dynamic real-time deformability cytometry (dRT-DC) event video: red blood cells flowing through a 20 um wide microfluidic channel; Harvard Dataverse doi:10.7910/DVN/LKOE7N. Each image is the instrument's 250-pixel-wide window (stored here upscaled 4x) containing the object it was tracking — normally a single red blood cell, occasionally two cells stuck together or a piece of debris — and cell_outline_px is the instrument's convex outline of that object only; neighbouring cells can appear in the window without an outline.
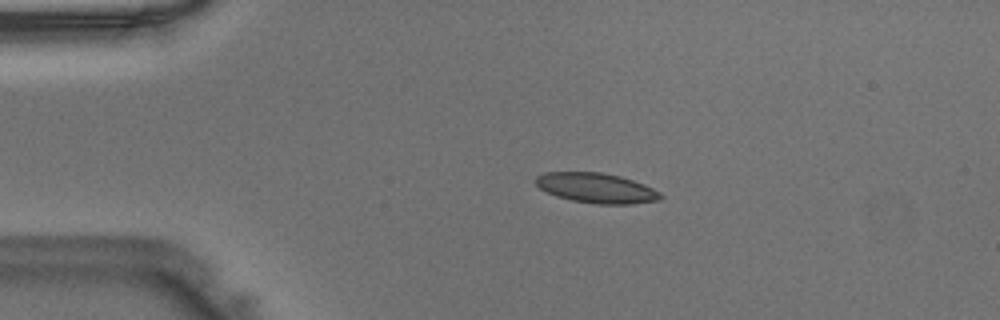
{"species": "Egyptian fruit bat (a non-hibernating species)", "species_latin": "Rousettus aegyptiacus", "temperature_condition": "warm", "stored_images_in_passage": 38, "camera_frame_rate_fps": 3000, "um_per_image_px": 0.085, "animal": {"sex": "male"}, "frame": {"image": 1, "passage_image": 1, "time_ms": 0.0, "image_size_px": [1000, 320], "cell_outline_px": [[664, 196], [660, 200], [632, 204], [596, 204], [572, 200], [556, 196], [540, 188], [536, 184], [536, 176], [544, 172], [600, 172], [620, 176], [644, 184], [660, 192]], "centroid_in_image_um": [50.71, 15.98], "position_along_channel_um": 34.3, "area_um2": 21.79}}
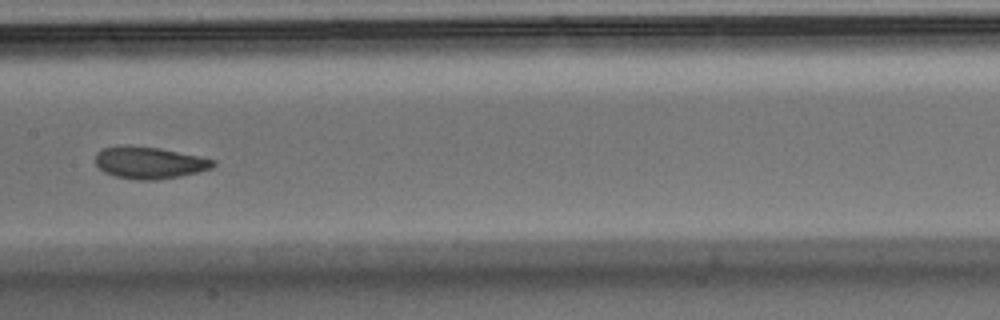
{"frame": {"image": 2, "passage_image": 15, "time_ms": 4.667, "image_size_px": [1000, 320], "cell_outline_px": [[216, 164], [212, 168], [180, 176], [160, 180], [136, 180], [116, 176], [104, 172], [96, 164], [96, 152], [104, 148], [124, 144], [160, 148], [200, 156], [216, 160]], "centroid_in_image_um": [12.7, 13.82], "position_along_channel_um": 194.7, "area_um2": 22.08}}
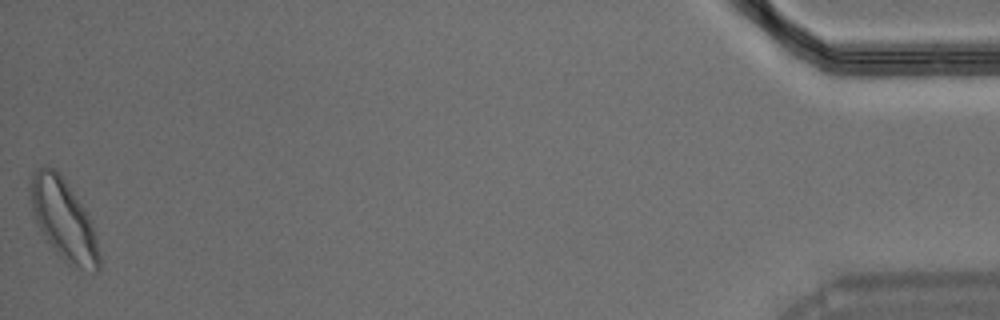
{"frame": {"image": 3, "passage_image": 38, "time_ms": 12.333, "image_size_px": [1000, 320], "cell_outline_px": [[104, 260], [100, 268], [96, 272], [72, 268], [64, 260], [44, 236], [36, 224], [32, 212], [28, 188], [32, 172], [36, 168], [44, 164], [48, 164], [56, 168], [88, 212]], "centroid_in_image_um": [5.42, 18.66], "position_along_channel_um": 429.8, "area_um2": 33.47}}